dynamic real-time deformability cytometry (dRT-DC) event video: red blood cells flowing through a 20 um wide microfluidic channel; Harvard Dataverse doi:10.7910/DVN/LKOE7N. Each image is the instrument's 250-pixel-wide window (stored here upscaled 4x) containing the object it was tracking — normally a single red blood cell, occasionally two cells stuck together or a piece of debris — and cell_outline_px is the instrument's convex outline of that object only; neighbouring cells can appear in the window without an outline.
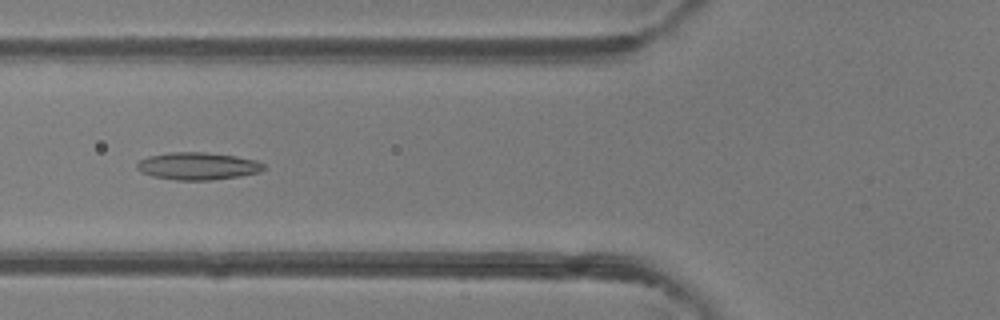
{"species": "common noctule bat (a hibernating species)", "species_latin": "Nyctalus noctula", "temperature_condition": "room temperature", "stored_images_in_passage": 40, "camera_frame_rate_fps": 3000, "um_per_image_px": 0.085, "animal": {"sex": "female"}, "frame": {"image": 1, "passage_image": 14, "time_ms": 4.333, "image_size_px": [1000, 320], "cell_outline_px": [[264, 168], [260, 172], [240, 176], [212, 180], [176, 180], [152, 176], [140, 172], [136, 168], [136, 164], [140, 160], [148, 156], [168, 152], [204, 152], [236, 156], [256, 160], [264, 164]], "centroid_in_image_um": [16.79, 14.11], "position_along_channel_um": 109.0, "area_um2": 20.35}}
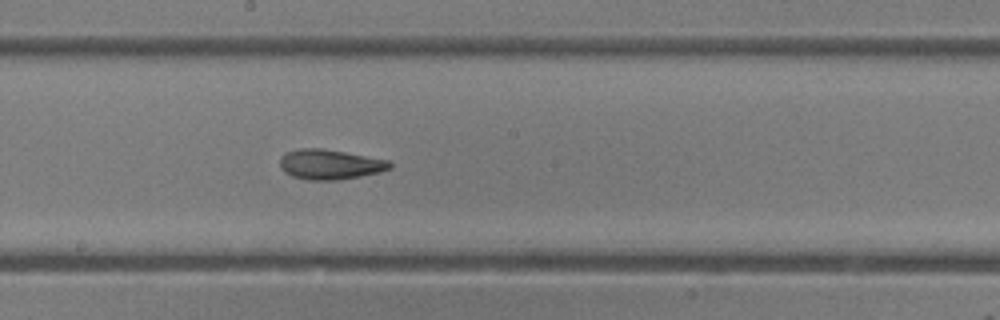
{"frame": {"image": 2, "passage_image": 22, "time_ms": 7.0, "image_size_px": [1000, 320], "cell_outline_px": [[392, 168], [380, 172], [360, 176], [336, 180], [308, 180], [292, 176], [284, 172], [280, 168], [280, 156], [284, 152], [300, 148], [320, 148], [344, 152], [388, 160], [392, 164]], "centroid_in_image_um": [28.01, 13.97], "position_along_channel_um": 220.2, "area_um2": 19.25}}
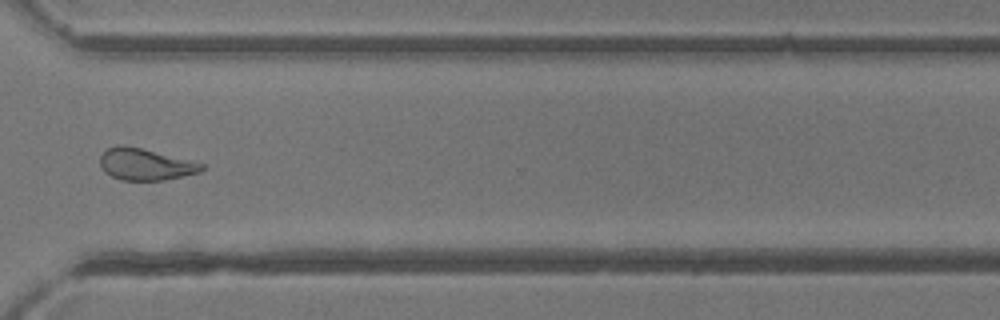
{"frame": {"image": 3, "passage_image": 32, "time_ms": 10.333, "image_size_px": [1000, 320], "cell_outline_px": [[204, 168], [200, 172], [184, 176], [164, 180], [120, 180], [104, 172], [100, 164], [100, 156], [108, 148], [120, 144], [124, 144], [204, 164]], "centroid_in_image_um": [12.32, 13.97], "position_along_channel_um": 358.3, "area_um2": 18.55}, "authors_computed_cell_mechanics": {"area_um2": 20.3456, "velocity_mm_per_s": 4.1619, "shape_relaxation_time_tau1_ms": null, "shape_relaxation_time_tau2_ms": 3.1526, "deformation_change_tau1": null, "deformation_change_tau2": 0.1102}}